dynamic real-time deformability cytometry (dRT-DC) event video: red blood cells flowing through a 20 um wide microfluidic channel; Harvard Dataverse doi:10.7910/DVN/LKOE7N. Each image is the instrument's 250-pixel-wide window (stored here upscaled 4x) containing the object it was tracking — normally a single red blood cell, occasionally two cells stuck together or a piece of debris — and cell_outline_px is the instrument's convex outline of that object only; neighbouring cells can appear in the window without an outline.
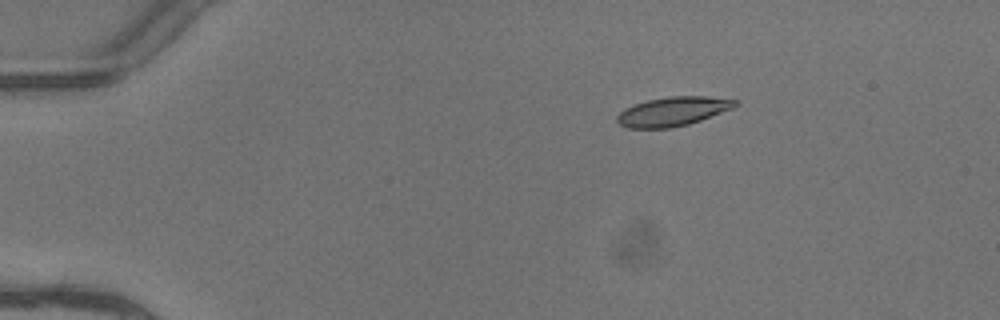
{"species": "common noctule bat (a hibernating species)", "species_latin": "Nyctalus noctula", "temperature_condition": "warm", "stored_images_in_passage": 3, "camera_frame_rate_fps": 3000, "um_per_image_px": 0.085, "animal": {"sex": "female"}, "frame": {"image": 1, "passage_image": 1, "time_ms": 0.0, "image_size_px": [1000, 320], "cell_outline_px": [[740, 104], [732, 108], [700, 120], [688, 124], [672, 128], [628, 128], [620, 124], [616, 120], [616, 116], [624, 108], [632, 104], [648, 100], [668, 96], [708, 96], [740, 100]], "centroid_in_image_um": [57.19, 9.46], "position_along_channel_um": 27.8, "area_um2": 20.17}}